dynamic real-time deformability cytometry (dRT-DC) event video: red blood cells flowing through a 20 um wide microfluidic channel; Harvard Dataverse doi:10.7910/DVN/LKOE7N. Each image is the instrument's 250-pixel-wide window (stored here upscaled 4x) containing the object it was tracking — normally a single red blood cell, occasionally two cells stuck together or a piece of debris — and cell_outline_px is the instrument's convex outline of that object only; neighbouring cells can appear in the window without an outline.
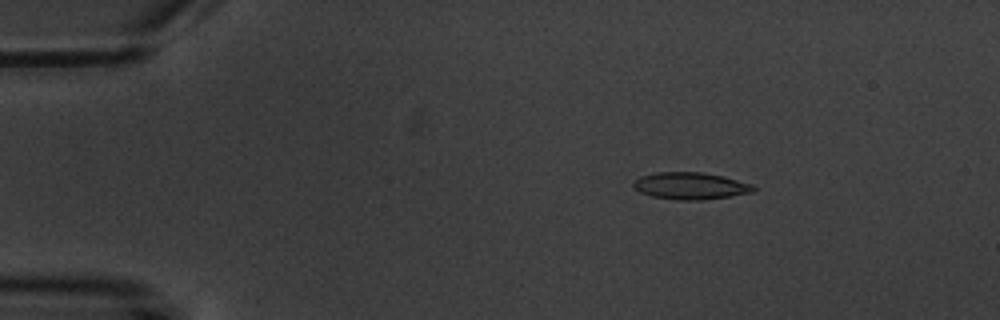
{"species": "common noctule bat (a hibernating species)", "species_latin": "Nyctalus noctula", "temperature_condition": "warm", "stored_images_in_passage": 6, "camera_frame_rate_fps": 3000, "um_per_image_px": 0.085, "animal": {"sex": "male", "body_mass_g": 20.1, "forearm_length_mm": 53.5}, "frame": {"image": 1, "passage_image": 3, "time_ms": 2.0, "image_size_px": [1000, 320], "cell_outline_px": [[756, 192], [704, 200], [676, 200], [652, 196], [640, 192], [632, 184], [640, 176], [656, 172], [700, 172], [724, 176], [752, 184], [756, 188]], "centroid_in_image_um": [58.73, 15.8], "position_along_channel_um": 26.3, "area_um2": 18.96}}